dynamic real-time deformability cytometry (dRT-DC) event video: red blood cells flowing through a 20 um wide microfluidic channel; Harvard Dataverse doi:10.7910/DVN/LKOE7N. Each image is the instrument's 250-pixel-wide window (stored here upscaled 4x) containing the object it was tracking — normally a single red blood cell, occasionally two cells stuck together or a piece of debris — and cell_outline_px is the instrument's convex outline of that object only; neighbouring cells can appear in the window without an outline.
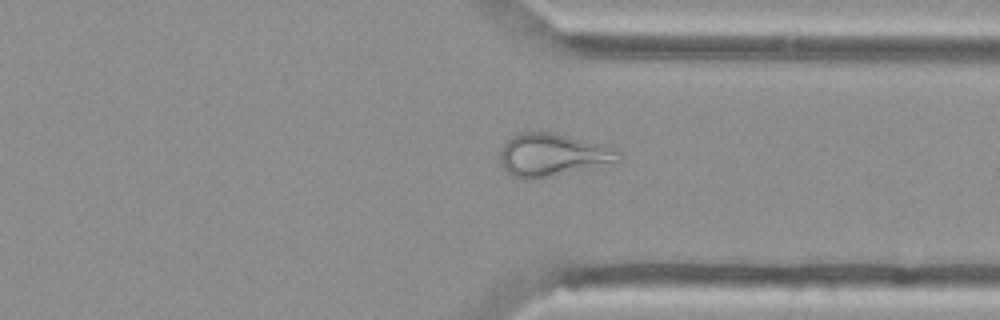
{"species": "Egyptian fruit bat (a non-hibernating species)", "species_latin": "Rousettus aegyptiacus", "temperature_condition": "cold", "stored_images_in_passage": 49, "camera_frame_rate_fps": 3000, "um_per_image_px": 0.085, "animal": {"sex": "female"}, "frame": {"image": 1, "passage_image": 36, "time_ms": 11.667, "image_size_px": [1000, 320], "cell_outline_px": [[620, 160], [616, 164], [532, 180], [520, 180], [512, 176], [500, 164], [500, 152], [504, 140], [520, 132], [552, 132], [600, 144], [616, 152]], "centroid_in_image_um": [46.9, 13.2], "position_along_channel_um": 364.5, "area_um2": 29.77}}
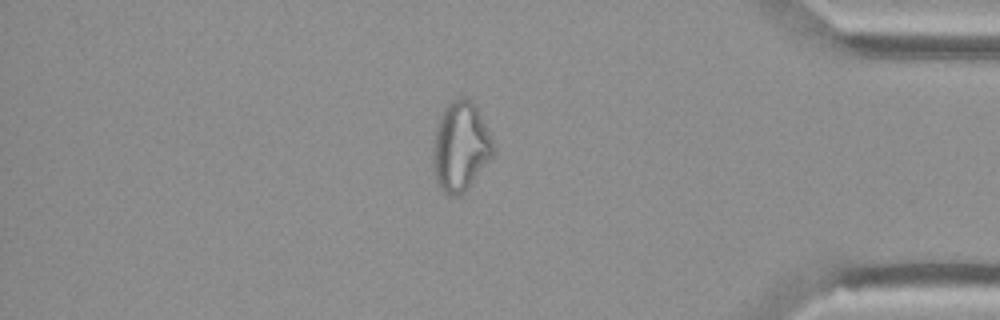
{"frame": {"image": 2, "passage_image": 41, "time_ms": 13.333, "image_size_px": [1000, 320], "cell_outline_px": [[496, 152], [464, 192], [460, 196], [448, 196], [436, 184], [432, 164], [432, 148], [440, 116], [444, 108], [456, 96], [464, 96], [472, 100], [476, 104], [496, 148]], "centroid_in_image_um": [39.14, 12.45], "position_along_channel_um": 396.1, "area_um2": 31.79}}